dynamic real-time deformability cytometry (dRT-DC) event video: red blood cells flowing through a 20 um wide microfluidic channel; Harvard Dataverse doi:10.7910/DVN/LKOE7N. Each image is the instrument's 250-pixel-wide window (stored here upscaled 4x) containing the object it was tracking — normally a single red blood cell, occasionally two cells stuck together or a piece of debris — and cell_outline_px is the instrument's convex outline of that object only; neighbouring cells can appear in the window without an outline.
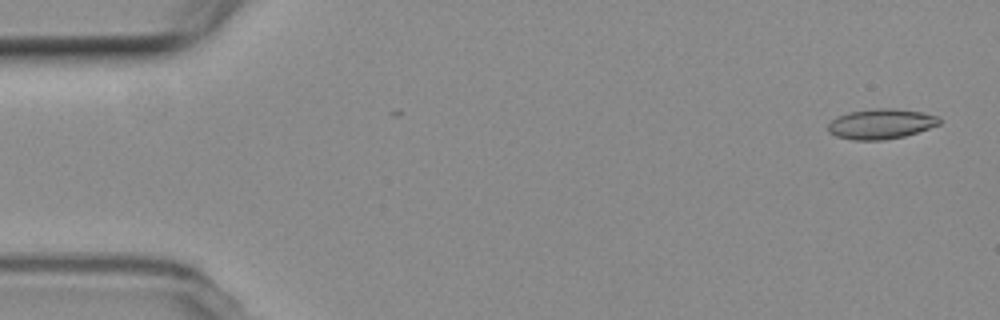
{"species": "common noctule bat (a hibernating species)", "species_latin": "Nyctalus noctula", "temperature_condition": "room temperature", "stored_images_in_passage": 2, "camera_frame_rate_fps": 3000, "um_per_image_px": 0.085, "animal": {"sex": "female", "body_mass_g": 19.3, "forearm_length_mm": 54.1}, "frame": {"image": 1, "passage_image": 1, "time_ms": 0.0, "image_size_px": [1000, 320], "cell_outline_px": [[940, 124], [904, 136], [884, 140], [852, 140], [836, 136], [828, 132], [828, 124], [836, 116], [848, 112], [876, 108], [892, 108], [920, 112], [936, 116], [940, 120]], "centroid_in_image_um": [74.82, 10.53], "position_along_channel_um": 10.2, "area_um2": 19.42}}